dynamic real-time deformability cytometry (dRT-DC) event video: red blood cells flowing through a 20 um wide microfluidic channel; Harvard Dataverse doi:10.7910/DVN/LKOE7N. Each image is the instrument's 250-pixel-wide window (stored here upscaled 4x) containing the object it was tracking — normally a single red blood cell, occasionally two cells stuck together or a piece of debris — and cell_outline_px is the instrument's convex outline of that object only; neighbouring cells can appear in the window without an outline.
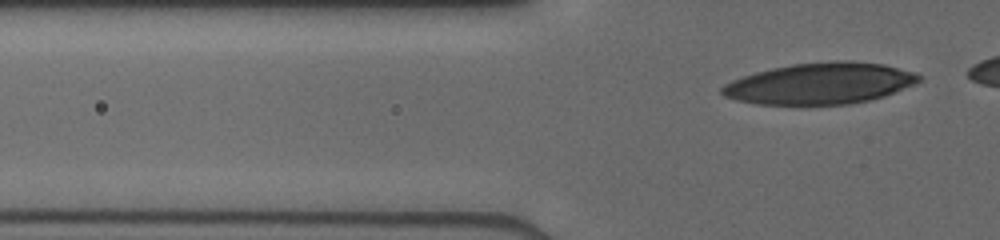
{"species": "human", "species_latin": "Homo sapiens", "temperature_condition": "cold", "stored_images_in_passage": 3, "segment_of_instrument_passage": [2, 2], "camera_frame_rate_fps": 3000, "um_per_image_px": 0.085, "donor": {"sex": "male"}, "frame": {"image": 1, "passage_image": 3, "time_ms": 2.0, "image_size_px": [1000, 240], "cell_outline_px": [[920, 80], [916, 84], [884, 96], [868, 100], [848, 104], [756, 104], [736, 100], [724, 96], [720, 92], [720, 88], [724, 84], [732, 80], [756, 72], [772, 68], [792, 64], [832, 60], [852, 60], [884, 64], [916, 72], [920, 76]], "centroid_in_image_um": [69.72, 7.08], "position_along_channel_um": 56.1, "area_um2": 47.51}}